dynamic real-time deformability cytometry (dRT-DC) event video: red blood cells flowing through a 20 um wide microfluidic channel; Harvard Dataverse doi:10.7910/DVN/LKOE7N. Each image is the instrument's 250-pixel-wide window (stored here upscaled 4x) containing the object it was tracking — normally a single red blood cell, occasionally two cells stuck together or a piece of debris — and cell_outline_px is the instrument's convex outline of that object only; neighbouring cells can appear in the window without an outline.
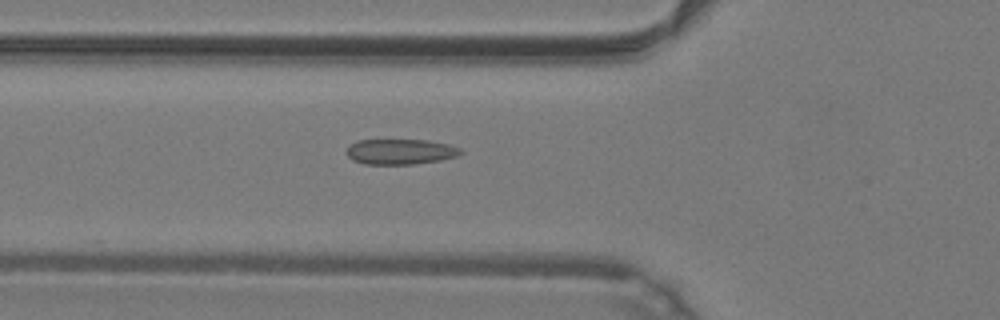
{"species": "common noctule bat (a hibernating species)", "species_latin": "Nyctalus noctula", "temperature_condition": "warm", "stored_images_in_passage": 46, "camera_frame_rate_fps": 3000, "um_per_image_px": 0.085, "animal": {"sex": "male", "body_mass_g": 19.2, "forearm_length_mm": 51.8}, "frame": {"image": 1, "passage_image": 15, "time_ms": 4.667, "image_size_px": [1000, 320], "cell_outline_px": [[464, 152], [456, 156], [440, 160], [412, 164], [364, 164], [352, 160], [348, 156], [348, 148], [356, 140], [428, 140], [448, 144], [460, 148]], "centroid_in_image_um": [34.05, 12.89], "position_along_channel_um": 91.8, "area_um2": 16.76}}
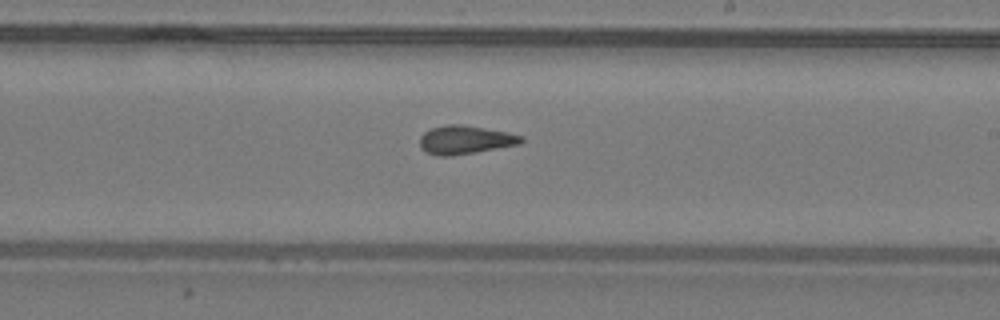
{"frame": {"image": 2, "passage_image": 26, "time_ms": 8.333, "image_size_px": [1000, 320], "cell_outline_px": [[524, 140], [520, 144], [476, 152], [452, 156], [440, 156], [424, 152], [420, 148], [420, 136], [424, 132], [432, 128], [448, 124], [460, 124], [508, 132], [524, 136]], "centroid_in_image_um": [39.53, 11.89], "position_along_channel_um": 249.5, "area_um2": 16.94}}
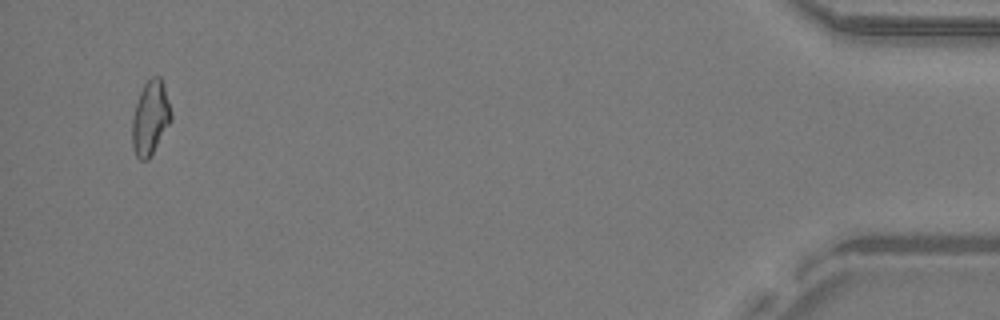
{"frame": {"image": 3, "passage_image": 44, "time_ms": 14.333, "image_size_px": [1000, 320], "cell_outline_px": [[172, 120], [148, 160], [140, 160], [136, 156], [132, 148], [132, 116], [140, 92], [144, 84], [152, 76], [160, 76], [164, 84], [172, 116]], "centroid_in_image_um": [12.77, 10.02], "position_along_channel_um": 422.4, "area_um2": 16.82}, "authors_computed_cell_mechanics": {"area_um2": 16.7331, "velocity_mm_per_s": 4.2788, "shape_relaxation_time_tau1_ms": null, "shape_relaxation_time_tau2_ms": 2.5522, "deformation_change_tau1": null, "deformation_change_tau2": 0.1054}}